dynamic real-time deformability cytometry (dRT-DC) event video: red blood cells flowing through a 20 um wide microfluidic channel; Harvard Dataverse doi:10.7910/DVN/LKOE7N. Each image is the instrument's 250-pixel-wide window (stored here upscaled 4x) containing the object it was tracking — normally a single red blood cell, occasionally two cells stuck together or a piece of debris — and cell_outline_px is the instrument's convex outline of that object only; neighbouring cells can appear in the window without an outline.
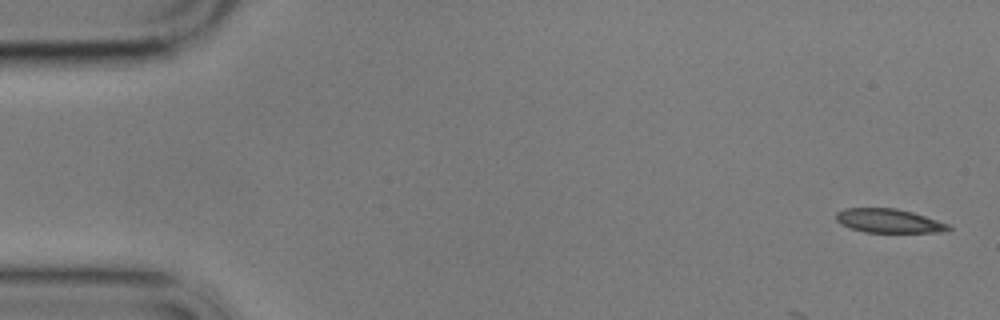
{"species": "common noctule bat (a hibernating species)", "species_latin": "Nyctalus noctula", "temperature_condition": "cold", "stored_images_in_passage": 6, "camera_frame_rate_fps": 3000, "um_per_image_px": 0.085, "animal": {"sex": "male", "body_mass_g": 17.9}, "frame": {"image": 1, "passage_image": 1, "time_ms": 0.0, "image_size_px": [1000, 320], "cell_outline_px": [[952, 228], [940, 232], [864, 232], [848, 228], [840, 224], [836, 220], [836, 212], [844, 208], [896, 208], [912, 212], [948, 224]], "centroid_in_image_um": [75.47, 18.77], "position_along_channel_um": 9.5, "area_um2": 15.61}}
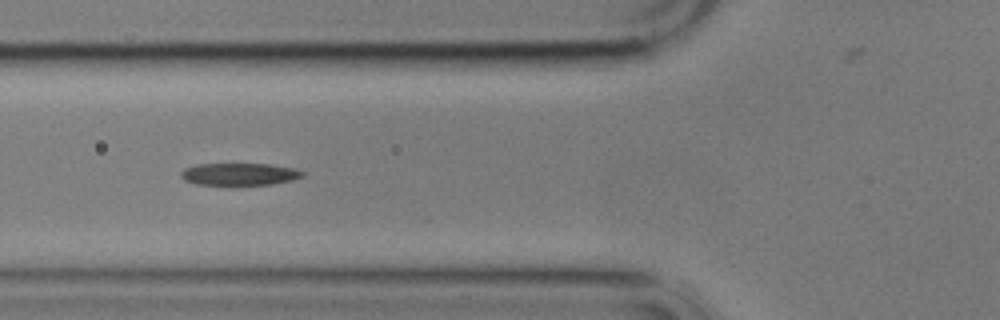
{"frame": {"image": 2, "passage_image": 5, "time_ms": 6.333, "image_size_px": [1000, 320], "cell_outline_px": [[304, 176], [292, 180], [272, 184], [236, 188], [232, 188], [196, 184], [184, 180], [180, 176], [180, 172], [184, 168], [196, 164], [268, 164], [292, 168], [304, 172]], "centroid_in_image_um": [20.29, 14.86], "position_along_channel_um": 105.5, "area_um2": 16.7}}
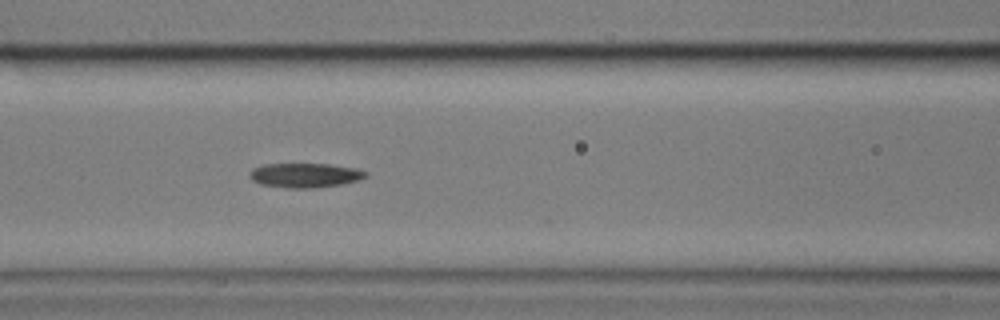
{"frame": {"image": 3, "passage_image": 6, "time_ms": 7.333, "image_size_px": [1000, 320], "cell_outline_px": [[368, 176], [360, 180], [340, 184], [312, 188], [288, 188], [260, 184], [252, 180], [248, 176], [248, 172], [252, 168], [264, 164], [328, 164], [356, 168], [368, 172]], "centroid_in_image_um": [25.91, 14.89], "position_along_channel_um": 140.7, "area_um2": 16.65}}